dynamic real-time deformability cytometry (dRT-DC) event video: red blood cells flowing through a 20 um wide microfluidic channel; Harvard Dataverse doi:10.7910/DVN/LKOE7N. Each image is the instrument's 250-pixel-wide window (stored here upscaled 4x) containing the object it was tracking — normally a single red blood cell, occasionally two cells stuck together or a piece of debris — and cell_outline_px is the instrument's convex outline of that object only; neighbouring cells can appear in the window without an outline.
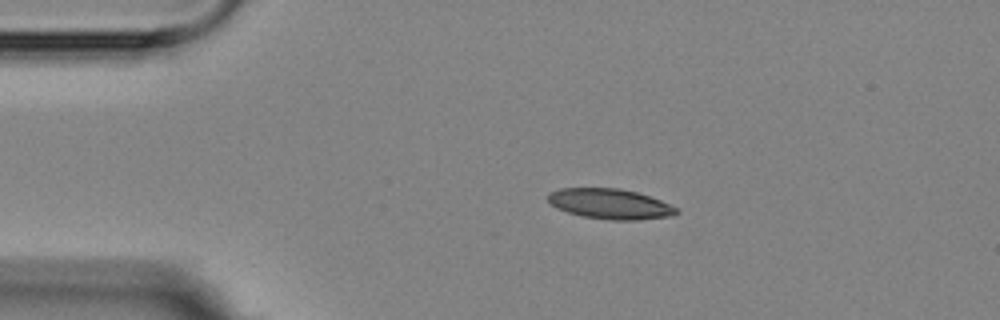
{"species": "Egyptian fruit bat (a non-hibernating species)", "species_latin": "Rousettus aegyptiacus", "temperature_condition": "room temperature", "stored_images_in_passage": 2, "camera_frame_rate_fps": 3000, "um_per_image_px": 0.085, "animal": {"sex": "female"}, "frame": {"image": 1, "passage_image": 1, "time_ms": 0.0, "image_size_px": [1000, 320], "cell_outline_px": [[680, 212], [672, 216], [636, 220], [612, 220], [584, 216], [568, 212], [556, 208], [548, 200], [548, 196], [552, 192], [560, 188], [620, 188], [636, 192], [660, 200], [676, 208]], "centroid_in_image_um": [51.87, 17.33], "position_along_channel_um": 33.1, "area_um2": 22.37}}
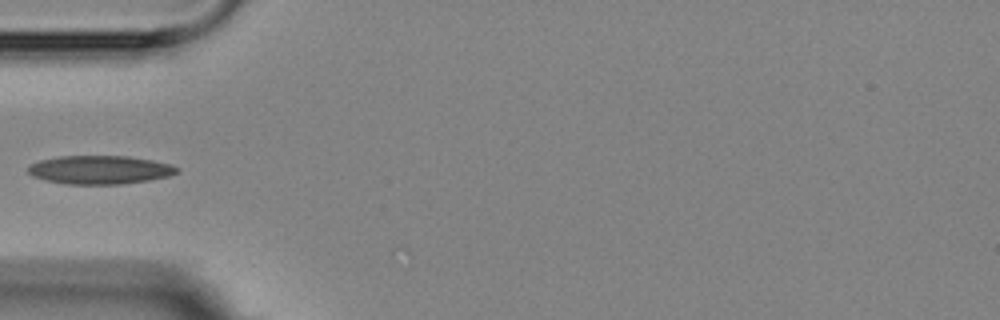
{"frame": {"image": 2, "passage_image": 2, "time_ms": 2.333, "image_size_px": [1000, 320], "cell_outline_px": [[180, 168], [176, 172], [168, 176], [148, 180], [120, 184], [68, 184], [44, 180], [32, 176], [28, 172], [28, 164], [40, 160], [60, 156], [128, 156], [152, 160], [168, 164]], "centroid_in_image_um": [8.43, 14.43], "position_along_channel_um": 76.6, "area_um2": 24.62}}